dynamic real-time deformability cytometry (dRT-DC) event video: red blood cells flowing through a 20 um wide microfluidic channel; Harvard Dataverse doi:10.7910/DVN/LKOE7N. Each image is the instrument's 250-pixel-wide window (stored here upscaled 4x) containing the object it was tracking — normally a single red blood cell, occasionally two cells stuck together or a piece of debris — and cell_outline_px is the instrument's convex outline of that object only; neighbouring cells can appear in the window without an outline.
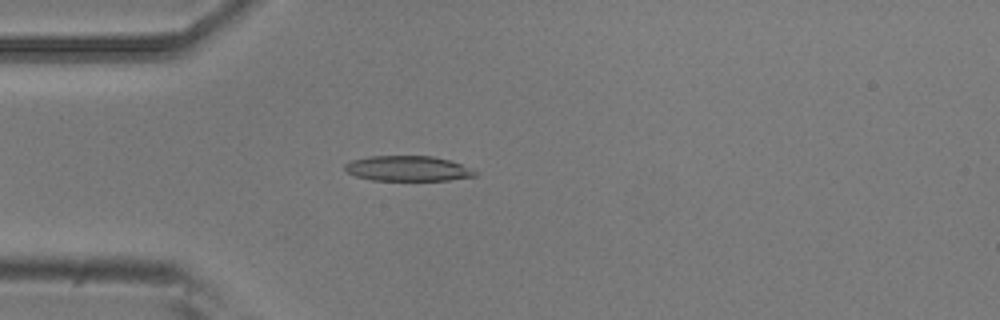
{"species": "common noctule bat (a hibernating species)", "species_latin": "Nyctalus noctula", "temperature_condition": "room temperature", "stored_images_in_passage": 4, "camera_frame_rate_fps": 3000, "um_per_image_px": 0.085, "animal": {"sex": "male", "body_mass_g": 20.5, "forearm_length_mm": 52.5}, "frame": {"image": 1, "passage_image": 4, "time_ms": 1.0, "image_size_px": [1000, 320], "cell_outline_px": [[480, 172], [476, 176], [448, 180], [372, 180], [356, 176], [348, 172], [344, 168], [344, 164], [352, 160], [368, 156], [432, 156], [448, 160], [460, 164]], "centroid_in_image_um": [34.67, 14.32], "position_along_channel_um": 50.3, "area_um2": 19.07}}